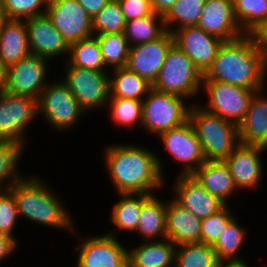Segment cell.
<instances>
[{
  "mask_svg": "<svg viewBox=\"0 0 267 267\" xmlns=\"http://www.w3.org/2000/svg\"><path fill=\"white\" fill-rule=\"evenodd\" d=\"M267 55L251 34L224 41L203 80H214L250 90H262Z\"/></svg>",
  "mask_w": 267,
  "mask_h": 267,
  "instance_id": "1",
  "label": "cell"
},
{
  "mask_svg": "<svg viewBox=\"0 0 267 267\" xmlns=\"http://www.w3.org/2000/svg\"><path fill=\"white\" fill-rule=\"evenodd\" d=\"M104 152L118 194L153 195L151 191L162 186V164L153 152L134 145L109 146Z\"/></svg>",
  "mask_w": 267,
  "mask_h": 267,
  "instance_id": "2",
  "label": "cell"
},
{
  "mask_svg": "<svg viewBox=\"0 0 267 267\" xmlns=\"http://www.w3.org/2000/svg\"><path fill=\"white\" fill-rule=\"evenodd\" d=\"M8 189L13 193L19 215L52 227L73 228L63 204L38 178L26 177Z\"/></svg>",
  "mask_w": 267,
  "mask_h": 267,
  "instance_id": "3",
  "label": "cell"
},
{
  "mask_svg": "<svg viewBox=\"0 0 267 267\" xmlns=\"http://www.w3.org/2000/svg\"><path fill=\"white\" fill-rule=\"evenodd\" d=\"M191 107L189 121L201 143L205 160L224 161L240 143L238 126L208 112L204 106Z\"/></svg>",
  "mask_w": 267,
  "mask_h": 267,
  "instance_id": "4",
  "label": "cell"
},
{
  "mask_svg": "<svg viewBox=\"0 0 267 267\" xmlns=\"http://www.w3.org/2000/svg\"><path fill=\"white\" fill-rule=\"evenodd\" d=\"M202 82L203 74L193 61L173 44L152 87L157 91L188 98L198 93Z\"/></svg>",
  "mask_w": 267,
  "mask_h": 267,
  "instance_id": "5",
  "label": "cell"
},
{
  "mask_svg": "<svg viewBox=\"0 0 267 267\" xmlns=\"http://www.w3.org/2000/svg\"><path fill=\"white\" fill-rule=\"evenodd\" d=\"M185 97L149 90L142 101V125L153 134H161L179 127L189 120L190 107L183 103Z\"/></svg>",
  "mask_w": 267,
  "mask_h": 267,
  "instance_id": "6",
  "label": "cell"
},
{
  "mask_svg": "<svg viewBox=\"0 0 267 267\" xmlns=\"http://www.w3.org/2000/svg\"><path fill=\"white\" fill-rule=\"evenodd\" d=\"M202 85L210 98L204 109L239 126L255 91L214 80H203Z\"/></svg>",
  "mask_w": 267,
  "mask_h": 267,
  "instance_id": "7",
  "label": "cell"
},
{
  "mask_svg": "<svg viewBox=\"0 0 267 267\" xmlns=\"http://www.w3.org/2000/svg\"><path fill=\"white\" fill-rule=\"evenodd\" d=\"M37 107L46 121L59 130L71 127L85 111L63 81L46 86Z\"/></svg>",
  "mask_w": 267,
  "mask_h": 267,
  "instance_id": "8",
  "label": "cell"
},
{
  "mask_svg": "<svg viewBox=\"0 0 267 267\" xmlns=\"http://www.w3.org/2000/svg\"><path fill=\"white\" fill-rule=\"evenodd\" d=\"M36 114H39L36 99L1 91L0 141H12L24 146L25 127Z\"/></svg>",
  "mask_w": 267,
  "mask_h": 267,
  "instance_id": "9",
  "label": "cell"
},
{
  "mask_svg": "<svg viewBox=\"0 0 267 267\" xmlns=\"http://www.w3.org/2000/svg\"><path fill=\"white\" fill-rule=\"evenodd\" d=\"M63 81L81 107L87 109L106 106L110 98V77L104 71H94L67 64Z\"/></svg>",
  "mask_w": 267,
  "mask_h": 267,
  "instance_id": "10",
  "label": "cell"
},
{
  "mask_svg": "<svg viewBox=\"0 0 267 267\" xmlns=\"http://www.w3.org/2000/svg\"><path fill=\"white\" fill-rule=\"evenodd\" d=\"M45 10L68 45L94 36L92 19L77 0H48Z\"/></svg>",
  "mask_w": 267,
  "mask_h": 267,
  "instance_id": "11",
  "label": "cell"
},
{
  "mask_svg": "<svg viewBox=\"0 0 267 267\" xmlns=\"http://www.w3.org/2000/svg\"><path fill=\"white\" fill-rule=\"evenodd\" d=\"M175 30L166 27L171 32L176 44L194 63L195 67L204 75L212 66L223 40L208 34L197 25L178 27Z\"/></svg>",
  "mask_w": 267,
  "mask_h": 267,
  "instance_id": "12",
  "label": "cell"
},
{
  "mask_svg": "<svg viewBox=\"0 0 267 267\" xmlns=\"http://www.w3.org/2000/svg\"><path fill=\"white\" fill-rule=\"evenodd\" d=\"M48 60L30 54L17 63L7 67V79L3 91L12 95L29 96L38 100L43 89L47 86L45 76L47 74Z\"/></svg>",
  "mask_w": 267,
  "mask_h": 267,
  "instance_id": "13",
  "label": "cell"
},
{
  "mask_svg": "<svg viewBox=\"0 0 267 267\" xmlns=\"http://www.w3.org/2000/svg\"><path fill=\"white\" fill-rule=\"evenodd\" d=\"M108 233L91 237L75 247L79 251L78 267H129L128 251Z\"/></svg>",
  "mask_w": 267,
  "mask_h": 267,
  "instance_id": "14",
  "label": "cell"
},
{
  "mask_svg": "<svg viewBox=\"0 0 267 267\" xmlns=\"http://www.w3.org/2000/svg\"><path fill=\"white\" fill-rule=\"evenodd\" d=\"M159 137L169 154L184 164L181 175H192L206 161L201 143L189 120L179 127L162 132Z\"/></svg>",
  "mask_w": 267,
  "mask_h": 267,
  "instance_id": "15",
  "label": "cell"
},
{
  "mask_svg": "<svg viewBox=\"0 0 267 267\" xmlns=\"http://www.w3.org/2000/svg\"><path fill=\"white\" fill-rule=\"evenodd\" d=\"M173 44L174 37L169 31L155 41L130 44L126 67L153 85Z\"/></svg>",
  "mask_w": 267,
  "mask_h": 267,
  "instance_id": "16",
  "label": "cell"
},
{
  "mask_svg": "<svg viewBox=\"0 0 267 267\" xmlns=\"http://www.w3.org/2000/svg\"><path fill=\"white\" fill-rule=\"evenodd\" d=\"M197 26L223 41L235 40L245 34L236 20L233 0H205Z\"/></svg>",
  "mask_w": 267,
  "mask_h": 267,
  "instance_id": "17",
  "label": "cell"
},
{
  "mask_svg": "<svg viewBox=\"0 0 267 267\" xmlns=\"http://www.w3.org/2000/svg\"><path fill=\"white\" fill-rule=\"evenodd\" d=\"M24 21L31 54L46 60L65 53L69 54V45L46 14Z\"/></svg>",
  "mask_w": 267,
  "mask_h": 267,
  "instance_id": "18",
  "label": "cell"
},
{
  "mask_svg": "<svg viewBox=\"0 0 267 267\" xmlns=\"http://www.w3.org/2000/svg\"><path fill=\"white\" fill-rule=\"evenodd\" d=\"M267 147L239 143L224 160L228 165L236 188H254L262 173L260 153Z\"/></svg>",
  "mask_w": 267,
  "mask_h": 267,
  "instance_id": "19",
  "label": "cell"
},
{
  "mask_svg": "<svg viewBox=\"0 0 267 267\" xmlns=\"http://www.w3.org/2000/svg\"><path fill=\"white\" fill-rule=\"evenodd\" d=\"M175 188L177 196L174 199L201 220L218 213L226 206L204 189L192 175H180Z\"/></svg>",
  "mask_w": 267,
  "mask_h": 267,
  "instance_id": "20",
  "label": "cell"
},
{
  "mask_svg": "<svg viewBox=\"0 0 267 267\" xmlns=\"http://www.w3.org/2000/svg\"><path fill=\"white\" fill-rule=\"evenodd\" d=\"M166 206V239L175 245L201 243V219L174 198Z\"/></svg>",
  "mask_w": 267,
  "mask_h": 267,
  "instance_id": "21",
  "label": "cell"
},
{
  "mask_svg": "<svg viewBox=\"0 0 267 267\" xmlns=\"http://www.w3.org/2000/svg\"><path fill=\"white\" fill-rule=\"evenodd\" d=\"M261 91L252 96L245 118L238 126L239 142L267 147V99L259 95Z\"/></svg>",
  "mask_w": 267,
  "mask_h": 267,
  "instance_id": "22",
  "label": "cell"
},
{
  "mask_svg": "<svg viewBox=\"0 0 267 267\" xmlns=\"http://www.w3.org/2000/svg\"><path fill=\"white\" fill-rule=\"evenodd\" d=\"M192 176L212 196L226 205L227 197L237 190L225 161H205Z\"/></svg>",
  "mask_w": 267,
  "mask_h": 267,
  "instance_id": "23",
  "label": "cell"
},
{
  "mask_svg": "<svg viewBox=\"0 0 267 267\" xmlns=\"http://www.w3.org/2000/svg\"><path fill=\"white\" fill-rule=\"evenodd\" d=\"M30 54L25 21L7 19L0 27V59L8 67Z\"/></svg>",
  "mask_w": 267,
  "mask_h": 267,
  "instance_id": "24",
  "label": "cell"
},
{
  "mask_svg": "<svg viewBox=\"0 0 267 267\" xmlns=\"http://www.w3.org/2000/svg\"><path fill=\"white\" fill-rule=\"evenodd\" d=\"M176 245L166 238L148 241L128 251L129 267H175Z\"/></svg>",
  "mask_w": 267,
  "mask_h": 267,
  "instance_id": "25",
  "label": "cell"
},
{
  "mask_svg": "<svg viewBox=\"0 0 267 267\" xmlns=\"http://www.w3.org/2000/svg\"><path fill=\"white\" fill-rule=\"evenodd\" d=\"M166 206L156 195H151L142 205L136 231L151 241L155 236L166 238Z\"/></svg>",
  "mask_w": 267,
  "mask_h": 267,
  "instance_id": "26",
  "label": "cell"
},
{
  "mask_svg": "<svg viewBox=\"0 0 267 267\" xmlns=\"http://www.w3.org/2000/svg\"><path fill=\"white\" fill-rule=\"evenodd\" d=\"M114 77L110 78V98H130L142 100L148 94L152 84L130 71L127 67L114 69Z\"/></svg>",
  "mask_w": 267,
  "mask_h": 267,
  "instance_id": "27",
  "label": "cell"
},
{
  "mask_svg": "<svg viewBox=\"0 0 267 267\" xmlns=\"http://www.w3.org/2000/svg\"><path fill=\"white\" fill-rule=\"evenodd\" d=\"M118 195L122 198L114 205L110 220L119 228V231H136L142 205L152 194Z\"/></svg>",
  "mask_w": 267,
  "mask_h": 267,
  "instance_id": "28",
  "label": "cell"
},
{
  "mask_svg": "<svg viewBox=\"0 0 267 267\" xmlns=\"http://www.w3.org/2000/svg\"><path fill=\"white\" fill-rule=\"evenodd\" d=\"M159 19V21H157ZM157 22H160L159 24ZM167 32L163 15L154 12L149 16H144L126 22L124 36L136 45L152 42L162 37Z\"/></svg>",
  "mask_w": 267,
  "mask_h": 267,
  "instance_id": "29",
  "label": "cell"
},
{
  "mask_svg": "<svg viewBox=\"0 0 267 267\" xmlns=\"http://www.w3.org/2000/svg\"><path fill=\"white\" fill-rule=\"evenodd\" d=\"M70 59L66 63L94 71H105V64L95 36L69 45Z\"/></svg>",
  "mask_w": 267,
  "mask_h": 267,
  "instance_id": "30",
  "label": "cell"
},
{
  "mask_svg": "<svg viewBox=\"0 0 267 267\" xmlns=\"http://www.w3.org/2000/svg\"><path fill=\"white\" fill-rule=\"evenodd\" d=\"M176 247L178 248H176L175 251V267L218 266L219 260L211 245L204 243H191L182 244Z\"/></svg>",
  "mask_w": 267,
  "mask_h": 267,
  "instance_id": "31",
  "label": "cell"
},
{
  "mask_svg": "<svg viewBox=\"0 0 267 267\" xmlns=\"http://www.w3.org/2000/svg\"><path fill=\"white\" fill-rule=\"evenodd\" d=\"M237 22L245 34H253L267 19V0H233Z\"/></svg>",
  "mask_w": 267,
  "mask_h": 267,
  "instance_id": "32",
  "label": "cell"
},
{
  "mask_svg": "<svg viewBox=\"0 0 267 267\" xmlns=\"http://www.w3.org/2000/svg\"><path fill=\"white\" fill-rule=\"evenodd\" d=\"M99 43L102 59L105 66L112 68L126 67L130 44L124 33L94 35Z\"/></svg>",
  "mask_w": 267,
  "mask_h": 267,
  "instance_id": "33",
  "label": "cell"
},
{
  "mask_svg": "<svg viewBox=\"0 0 267 267\" xmlns=\"http://www.w3.org/2000/svg\"><path fill=\"white\" fill-rule=\"evenodd\" d=\"M234 217L224 228L219 239L212 246L219 261L242 260L236 257L237 251L245 240V231Z\"/></svg>",
  "mask_w": 267,
  "mask_h": 267,
  "instance_id": "34",
  "label": "cell"
},
{
  "mask_svg": "<svg viewBox=\"0 0 267 267\" xmlns=\"http://www.w3.org/2000/svg\"><path fill=\"white\" fill-rule=\"evenodd\" d=\"M91 19L93 35L124 33L126 20L118 0H111Z\"/></svg>",
  "mask_w": 267,
  "mask_h": 267,
  "instance_id": "35",
  "label": "cell"
},
{
  "mask_svg": "<svg viewBox=\"0 0 267 267\" xmlns=\"http://www.w3.org/2000/svg\"><path fill=\"white\" fill-rule=\"evenodd\" d=\"M205 0H176L170 9L163 15L164 25L171 26V23L179 26L197 25L201 17Z\"/></svg>",
  "mask_w": 267,
  "mask_h": 267,
  "instance_id": "36",
  "label": "cell"
},
{
  "mask_svg": "<svg viewBox=\"0 0 267 267\" xmlns=\"http://www.w3.org/2000/svg\"><path fill=\"white\" fill-rule=\"evenodd\" d=\"M22 151L23 146L20 144L12 141H0V186L4 181H7L6 188L0 187V190H6L13 184L19 183L24 179L21 176H17L18 174L15 173L16 165H18L17 161L19 162ZM10 178L12 180L14 178V180H10L9 182Z\"/></svg>",
  "mask_w": 267,
  "mask_h": 267,
  "instance_id": "37",
  "label": "cell"
},
{
  "mask_svg": "<svg viewBox=\"0 0 267 267\" xmlns=\"http://www.w3.org/2000/svg\"><path fill=\"white\" fill-rule=\"evenodd\" d=\"M112 120L118 125L132 127L142 123V100L109 98Z\"/></svg>",
  "mask_w": 267,
  "mask_h": 267,
  "instance_id": "38",
  "label": "cell"
},
{
  "mask_svg": "<svg viewBox=\"0 0 267 267\" xmlns=\"http://www.w3.org/2000/svg\"><path fill=\"white\" fill-rule=\"evenodd\" d=\"M5 14L8 19L27 20L45 14L40 10L48 5V0H3Z\"/></svg>",
  "mask_w": 267,
  "mask_h": 267,
  "instance_id": "39",
  "label": "cell"
},
{
  "mask_svg": "<svg viewBox=\"0 0 267 267\" xmlns=\"http://www.w3.org/2000/svg\"><path fill=\"white\" fill-rule=\"evenodd\" d=\"M227 205L218 213L201 220V243L213 246L226 225L234 218Z\"/></svg>",
  "mask_w": 267,
  "mask_h": 267,
  "instance_id": "40",
  "label": "cell"
},
{
  "mask_svg": "<svg viewBox=\"0 0 267 267\" xmlns=\"http://www.w3.org/2000/svg\"><path fill=\"white\" fill-rule=\"evenodd\" d=\"M13 193L9 190H0V234H5L13 237L12 231L18 217Z\"/></svg>",
  "mask_w": 267,
  "mask_h": 267,
  "instance_id": "41",
  "label": "cell"
},
{
  "mask_svg": "<svg viewBox=\"0 0 267 267\" xmlns=\"http://www.w3.org/2000/svg\"><path fill=\"white\" fill-rule=\"evenodd\" d=\"M126 22L154 13L150 0H118Z\"/></svg>",
  "mask_w": 267,
  "mask_h": 267,
  "instance_id": "42",
  "label": "cell"
},
{
  "mask_svg": "<svg viewBox=\"0 0 267 267\" xmlns=\"http://www.w3.org/2000/svg\"><path fill=\"white\" fill-rule=\"evenodd\" d=\"M80 6L93 18L98 14L111 0H77Z\"/></svg>",
  "mask_w": 267,
  "mask_h": 267,
  "instance_id": "43",
  "label": "cell"
},
{
  "mask_svg": "<svg viewBox=\"0 0 267 267\" xmlns=\"http://www.w3.org/2000/svg\"><path fill=\"white\" fill-rule=\"evenodd\" d=\"M16 246L17 241L15 237L0 234V261L4 258H7L9 254H12Z\"/></svg>",
  "mask_w": 267,
  "mask_h": 267,
  "instance_id": "44",
  "label": "cell"
},
{
  "mask_svg": "<svg viewBox=\"0 0 267 267\" xmlns=\"http://www.w3.org/2000/svg\"><path fill=\"white\" fill-rule=\"evenodd\" d=\"M259 47L267 55V19L259 26V28L252 34Z\"/></svg>",
  "mask_w": 267,
  "mask_h": 267,
  "instance_id": "45",
  "label": "cell"
},
{
  "mask_svg": "<svg viewBox=\"0 0 267 267\" xmlns=\"http://www.w3.org/2000/svg\"><path fill=\"white\" fill-rule=\"evenodd\" d=\"M154 12L164 15L176 0H150Z\"/></svg>",
  "mask_w": 267,
  "mask_h": 267,
  "instance_id": "46",
  "label": "cell"
},
{
  "mask_svg": "<svg viewBox=\"0 0 267 267\" xmlns=\"http://www.w3.org/2000/svg\"><path fill=\"white\" fill-rule=\"evenodd\" d=\"M7 79V66L0 59V92L4 90Z\"/></svg>",
  "mask_w": 267,
  "mask_h": 267,
  "instance_id": "47",
  "label": "cell"
},
{
  "mask_svg": "<svg viewBox=\"0 0 267 267\" xmlns=\"http://www.w3.org/2000/svg\"><path fill=\"white\" fill-rule=\"evenodd\" d=\"M217 267H245L244 260L219 261Z\"/></svg>",
  "mask_w": 267,
  "mask_h": 267,
  "instance_id": "48",
  "label": "cell"
},
{
  "mask_svg": "<svg viewBox=\"0 0 267 267\" xmlns=\"http://www.w3.org/2000/svg\"><path fill=\"white\" fill-rule=\"evenodd\" d=\"M7 16L4 10L3 0H0V27L7 21Z\"/></svg>",
  "mask_w": 267,
  "mask_h": 267,
  "instance_id": "49",
  "label": "cell"
}]
</instances>
